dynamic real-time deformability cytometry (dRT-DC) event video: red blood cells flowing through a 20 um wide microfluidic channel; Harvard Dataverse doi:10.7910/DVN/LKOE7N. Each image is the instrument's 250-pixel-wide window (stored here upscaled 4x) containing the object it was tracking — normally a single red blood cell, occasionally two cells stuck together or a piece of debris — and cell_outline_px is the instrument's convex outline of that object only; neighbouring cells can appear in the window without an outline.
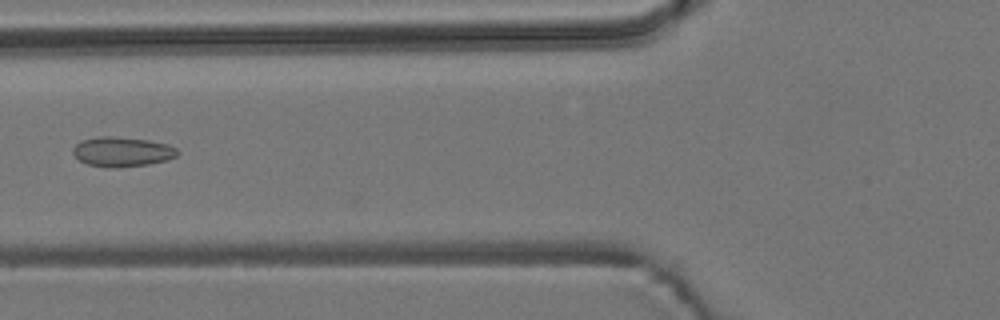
{"species": "common noctule bat (a hibernating species)", "species_latin": "Nyctalus noctula", "temperature_condition": "room temperature", "stored_images_in_passage": 8, "camera_frame_rate_fps": 3000, "um_per_image_px": 0.085, "animal": {"sex": "male", "body_mass_g": 19.2, "forearm_length_mm": 51.8}, "frame": {"image": 1, "passage_image": 5, "time_ms": 5.667, "image_size_px": [1000, 320], "cell_outline_px": [[180, 152], [176, 156], [168, 160], [148, 164], [116, 168], [112, 168], [88, 164], [80, 160], [72, 152], [72, 148], [80, 140], [100, 136], [112, 136], [148, 140], [168, 144], [176, 148]], "centroid_in_image_um": [10.39, 12.89], "position_along_channel_um": 115.4, "area_um2": 18.15}}
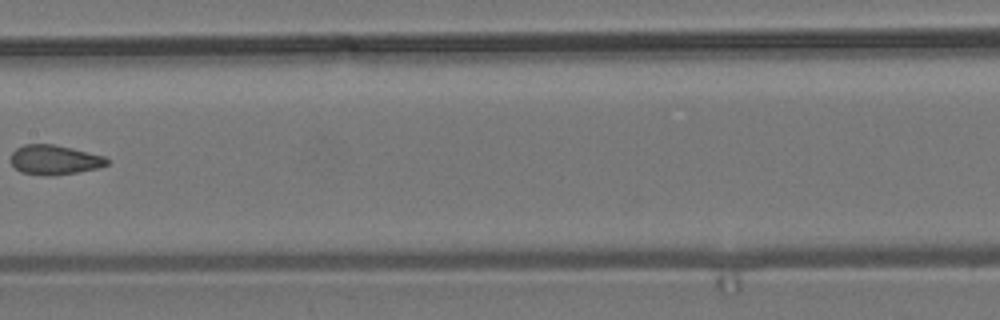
{"frame": {"image": 2, "passage_image": 7, "time_ms": 8.0, "image_size_px": [1000, 320], "cell_outline_px": [[108, 164], [100, 168], [52, 176], [48, 176], [20, 172], [12, 164], [12, 152], [16, 148], [24, 144], [52, 144], [72, 148], [104, 156], [108, 160]], "centroid_in_image_um": [4.64, 13.59], "position_along_channel_um": 202.8, "area_um2": 16.53}}
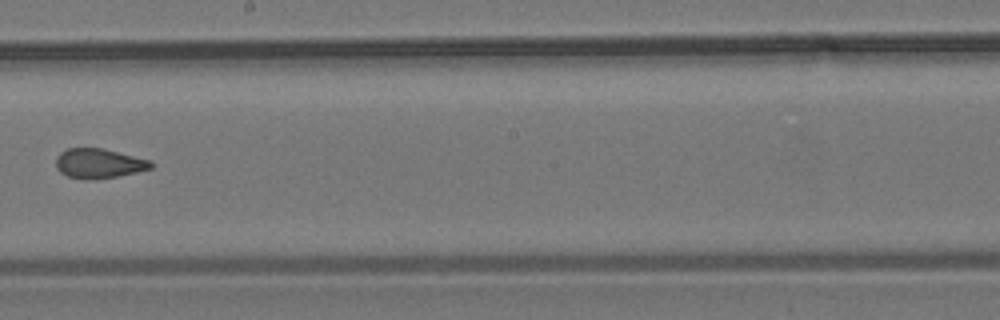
{"frame": {"image": 3, "passage_image": 8, "time_ms": 9.0, "image_size_px": [1000, 320], "cell_outline_px": [[152, 168], [136, 172], [116, 176], [88, 180], [84, 180], [68, 176], [60, 172], [56, 168], [56, 156], [60, 152], [68, 148], [100, 148], [152, 160]], "centroid_in_image_um": [8.37, 13.89], "position_along_channel_um": 239.8, "area_um2": 16.36}}